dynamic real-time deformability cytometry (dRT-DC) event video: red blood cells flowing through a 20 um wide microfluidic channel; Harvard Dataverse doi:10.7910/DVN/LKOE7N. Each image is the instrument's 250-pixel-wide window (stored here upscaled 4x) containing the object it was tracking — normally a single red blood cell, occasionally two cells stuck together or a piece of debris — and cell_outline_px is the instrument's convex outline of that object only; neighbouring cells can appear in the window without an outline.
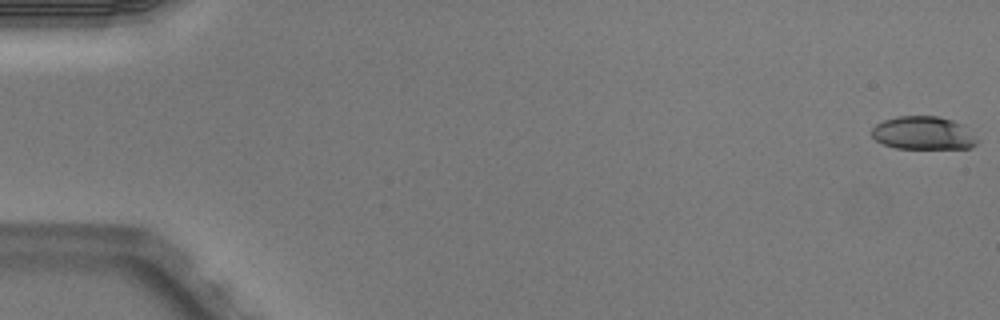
{"species": "Egyptian fruit bat (a non-hibernating species)", "species_latin": "Rousettus aegyptiacus", "temperature_condition": "warm", "stored_images_in_passage": 4, "camera_frame_rate_fps": 3000, "um_per_image_px": 0.085, "animal": {"sex": "male"}, "frame": {"image": 1, "passage_image": 1, "time_ms": 0.0, "image_size_px": [1000, 320], "cell_outline_px": [[980, 140], [972, 148], [896, 148], [884, 144], [876, 140], [872, 136], [872, 128], [876, 124], [884, 120], [896, 116], [940, 116], [964, 124]], "centroid_in_image_um": [78.53, 11.3], "position_along_channel_um": 6.5, "area_um2": 20.58}}